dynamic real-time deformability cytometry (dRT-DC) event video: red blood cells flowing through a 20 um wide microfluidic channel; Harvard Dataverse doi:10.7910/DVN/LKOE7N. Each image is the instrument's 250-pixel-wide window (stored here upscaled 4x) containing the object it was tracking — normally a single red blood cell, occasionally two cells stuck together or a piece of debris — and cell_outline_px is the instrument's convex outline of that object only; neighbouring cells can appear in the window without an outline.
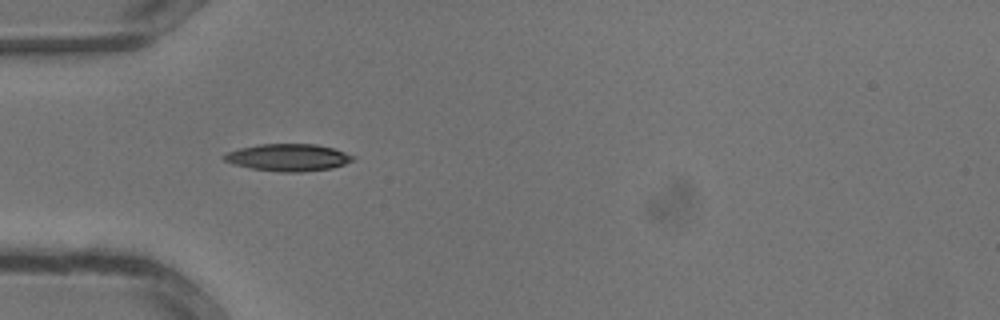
{"species": "common noctule bat (a hibernating species)", "species_latin": "Nyctalus noctula", "temperature_condition": "warm", "stored_images_in_passage": 7, "camera_frame_rate_fps": 3000, "um_per_image_px": 0.085, "animal": {"sex": "male", "body_mass_g": 13.3}, "frame": {"image": 1, "passage_image": 3, "time_ms": 0.667, "image_size_px": [1000, 320], "cell_outline_px": [[356, 156], [352, 160], [344, 164], [332, 168], [300, 172], [280, 172], [252, 168], [236, 164], [224, 160], [220, 156], [228, 152], [240, 148], [260, 144], [316, 144], [332, 148]], "centroid_in_image_um": [24.5, 13.38], "position_along_channel_um": 60.5, "area_um2": 20.17}}
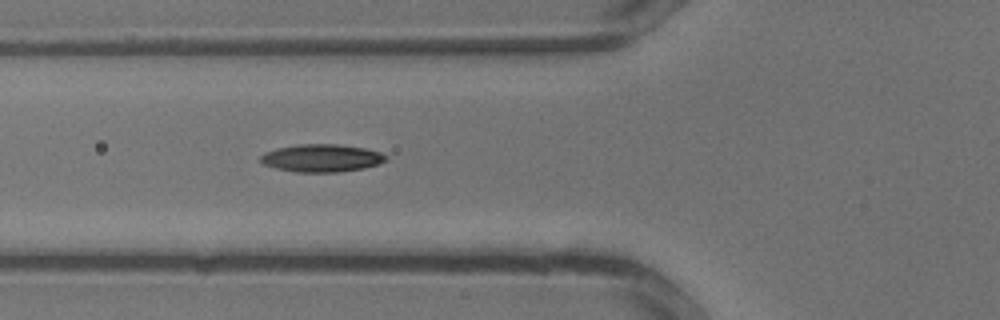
{"frame": {"image": 2, "passage_image": 5, "time_ms": 1.333, "image_size_px": [1000, 320], "cell_outline_px": [[388, 160], [380, 164], [364, 168], [340, 172], [296, 172], [276, 168], [264, 164], [260, 160], [260, 156], [264, 152], [276, 148], [296, 144], [336, 144], [364, 148], [380, 152], [388, 156]], "centroid_in_image_um": [27.36, 13.43], "position_along_channel_um": 98.4, "area_um2": 20.4}}
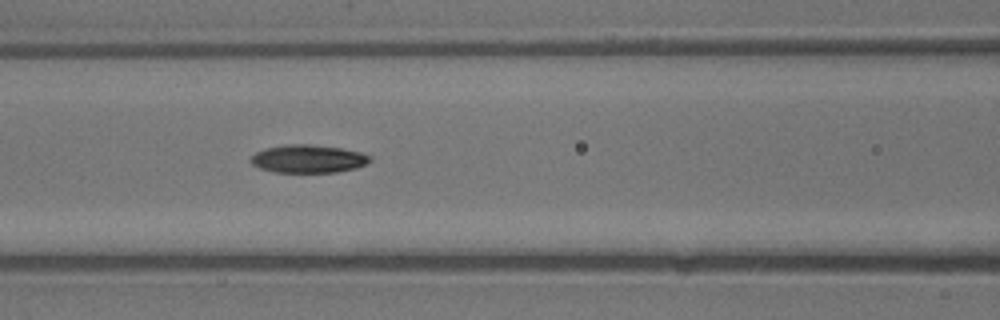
{"frame": {"image": 3, "passage_image": 7, "time_ms": 2.0, "image_size_px": [1000, 320], "cell_outline_px": [[372, 160], [356, 168], [336, 172], [276, 172], [260, 168], [252, 164], [252, 156], [256, 152], [268, 148], [284, 144], [312, 144], [340, 148], [360, 152], [372, 156]], "centroid_in_image_um": [26.23, 13.49], "position_along_channel_um": 140.4, "area_um2": 19.31}}